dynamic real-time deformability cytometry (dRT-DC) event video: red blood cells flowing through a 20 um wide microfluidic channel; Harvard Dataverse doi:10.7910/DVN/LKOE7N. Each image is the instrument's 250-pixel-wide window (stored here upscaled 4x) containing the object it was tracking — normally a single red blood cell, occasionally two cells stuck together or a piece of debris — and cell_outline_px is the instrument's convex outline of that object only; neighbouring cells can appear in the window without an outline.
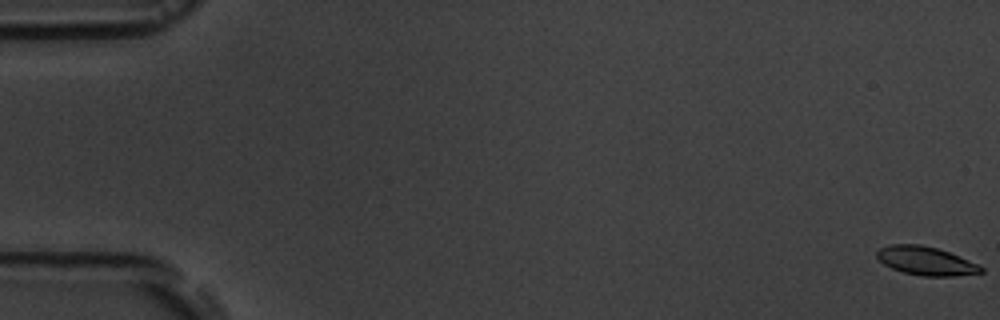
{"species": "common noctule bat (a hibernating species)", "species_latin": "Nyctalus noctula", "temperature_condition": "room temperature", "stored_images_in_passage": 6, "camera_frame_rate_fps": 3000, "um_per_image_px": 0.085, "animal": {"sex": "male", "body_mass_g": 19.5, "forearm_length_mm": 54.6}, "frame": {"image": 1, "passage_image": 1, "time_ms": 0.0, "image_size_px": [1000, 320], "cell_outline_px": [[984, 272], [952, 276], [920, 276], [904, 272], [892, 268], [884, 264], [876, 256], [876, 252], [880, 248], [888, 244], [920, 244], [936, 248], [948, 252], [968, 260], [984, 268]], "centroid_in_image_um": [78.67, 22.17], "position_along_channel_um": 6.3, "area_um2": 17.17}}
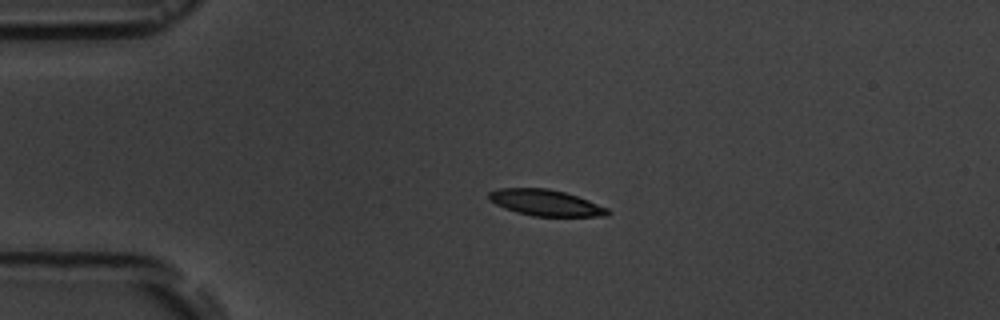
{"frame": {"image": 2, "passage_image": 5, "time_ms": 4.333, "image_size_px": [1000, 320], "cell_outline_px": [[612, 212], [608, 216], [532, 216], [516, 212], [504, 208], [488, 200], [488, 192], [500, 188], [548, 188], [564, 192], [588, 200], [608, 208]], "centroid_in_image_um": [46.37, 17.23], "position_along_channel_um": 38.6, "area_um2": 18.15}}